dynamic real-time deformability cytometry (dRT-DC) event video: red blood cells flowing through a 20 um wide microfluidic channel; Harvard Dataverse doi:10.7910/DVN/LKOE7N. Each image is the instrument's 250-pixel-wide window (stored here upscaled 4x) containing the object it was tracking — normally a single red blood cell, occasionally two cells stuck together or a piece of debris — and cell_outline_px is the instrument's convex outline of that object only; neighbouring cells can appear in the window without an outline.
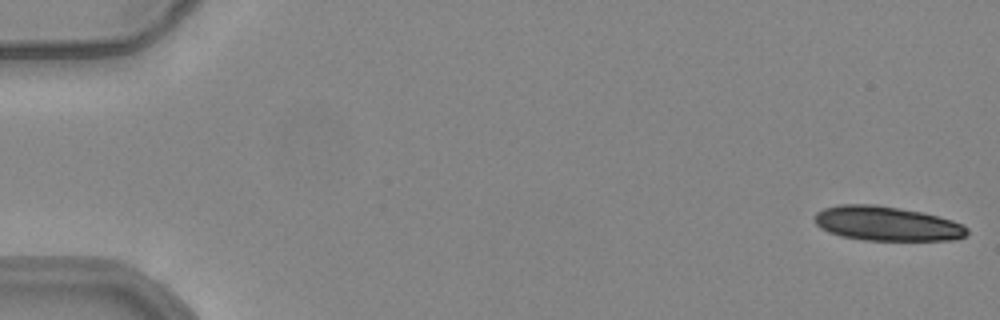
{"species": "common noctule bat (a hibernating species)", "species_latin": "Nyctalus noctula", "temperature_condition": "warm", "stored_images_in_passage": 4, "camera_frame_rate_fps": 3000, "um_per_image_px": 0.085, "animal": {"sex": "female", "body_mass_g": 24.6, "forearm_length_mm": 56.2}, "frame": {"image": 1, "passage_image": 1, "time_ms": 0.0, "image_size_px": [1000, 320], "cell_outline_px": [[968, 236], [956, 240], [864, 240], [840, 236], [828, 232], [820, 228], [816, 224], [816, 212], [824, 208], [836, 204], [876, 204], [924, 212], [952, 220], [964, 224], [968, 228]], "centroid_in_image_um": [75.41, 19.0], "position_along_channel_um": 9.6, "area_um2": 30.98}}